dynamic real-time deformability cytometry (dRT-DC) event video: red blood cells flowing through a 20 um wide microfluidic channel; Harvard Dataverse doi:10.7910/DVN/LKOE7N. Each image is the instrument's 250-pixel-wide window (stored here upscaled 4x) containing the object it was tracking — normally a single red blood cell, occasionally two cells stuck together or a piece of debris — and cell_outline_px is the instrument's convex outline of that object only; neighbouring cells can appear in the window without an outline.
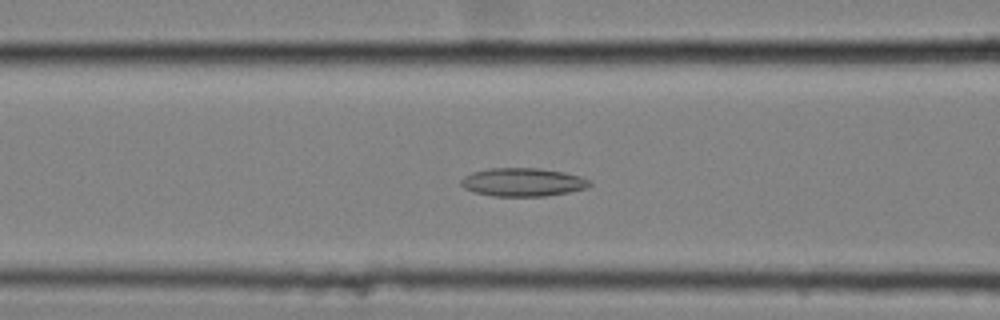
{"species": "common noctule bat (a hibernating species)", "species_latin": "Nyctalus noctula", "temperature_condition": "cold", "stored_images_in_passage": 59, "camera_frame_rate_fps": 3000, "um_per_image_px": 0.085, "animal": {"sex": "female", "body_mass_g": 25.1}, "frame": {"image": 1, "passage_image": 25, "time_ms": 8.0, "image_size_px": [1000, 320], "cell_outline_px": [[592, 184], [588, 188], [568, 192], [544, 196], [492, 196], [476, 192], [464, 188], [460, 184], [460, 180], [464, 176], [472, 172], [488, 168], [540, 168], [564, 172], [580, 176], [588, 180]], "centroid_in_image_um": [44.43, 15.48], "position_along_channel_um": 122.2, "area_um2": 21.27}}
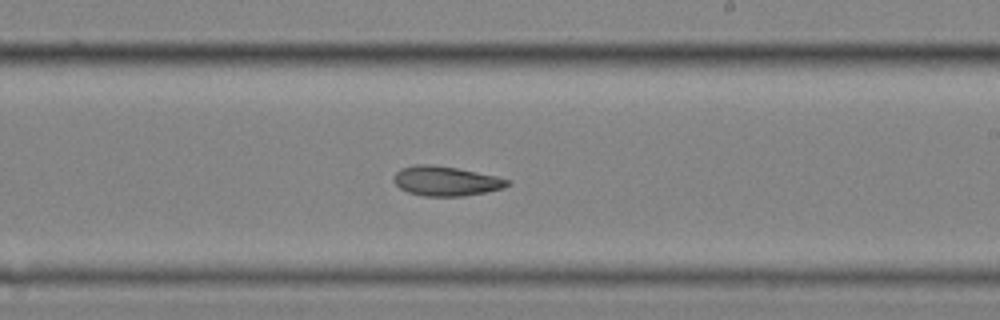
{"frame": {"image": 2, "passage_image": 36, "time_ms": 11.667, "image_size_px": [1000, 320], "cell_outline_px": [[512, 184], [504, 188], [488, 192], [464, 196], [424, 196], [408, 192], [400, 188], [392, 180], [396, 172], [400, 168], [416, 164], [432, 164], [456, 168], [496, 176], [512, 180]], "centroid_in_image_um": [37.93, 15.39], "position_along_channel_um": 251.1, "area_um2": 19.83}}
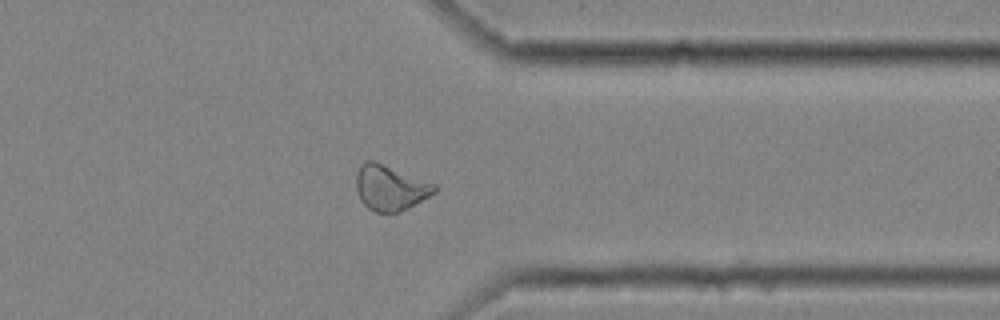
{"frame": {"image": 3, "passage_image": 47, "time_ms": 15.333, "image_size_px": [1000, 320], "cell_outline_px": [[436, 192], [408, 208], [396, 212], [376, 212], [368, 208], [360, 200], [356, 188], [356, 172], [360, 164], [364, 160], [372, 160], [384, 164], [436, 184]], "centroid_in_image_um": [33.14, 15.94], "position_along_channel_um": 378.3, "area_um2": 20.63}, "authors_computed_cell_mechanics": {"area_um2": 21.675, "velocity_mm_per_s": 3.5233, "shape_relaxation_time_tau1_ms": null, "shape_relaxation_time_tau2_ms": 5.2253, "deformation_change_tau1": null, "deformation_change_tau2": 0.1092}}